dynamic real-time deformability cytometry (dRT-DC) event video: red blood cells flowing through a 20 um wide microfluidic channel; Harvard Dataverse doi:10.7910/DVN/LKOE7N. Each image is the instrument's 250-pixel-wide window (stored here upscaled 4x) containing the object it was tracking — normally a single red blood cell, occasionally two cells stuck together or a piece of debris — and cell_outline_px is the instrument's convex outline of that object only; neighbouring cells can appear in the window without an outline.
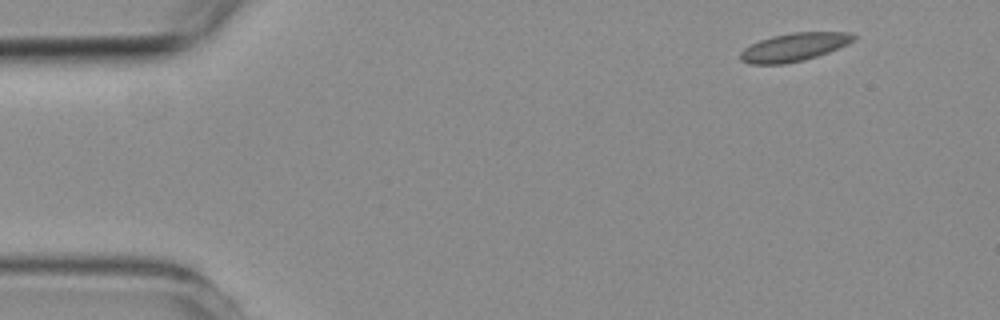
{"species": "common noctule bat (a hibernating species)", "species_latin": "Nyctalus noctula", "temperature_condition": "room temperature", "stored_images_in_passage": 5, "camera_frame_rate_fps": 3000, "um_per_image_px": 0.085, "animal": {"sex": "female", "body_mass_g": 19.3, "forearm_length_mm": 54.1}, "frame": {"image": 1, "passage_image": 1, "time_ms": 0.0, "image_size_px": [1000, 320], "cell_outline_px": [[856, 40], [848, 44], [828, 52], [804, 60], [784, 64], [748, 64], [740, 60], [740, 52], [744, 48], [760, 40], [772, 36], [792, 32], [852, 32], [856, 36]], "centroid_in_image_um": [67.51, 4.0], "position_along_channel_um": 17.5, "area_um2": 18.67}}
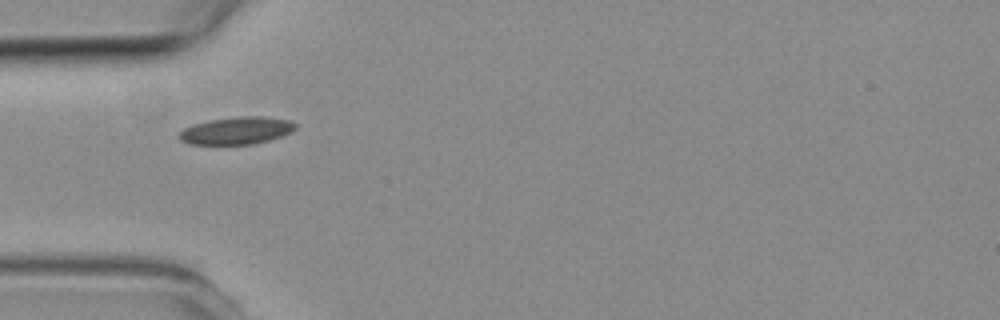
{"frame": {"image": 2, "passage_image": 4, "time_ms": 3.667, "image_size_px": [1000, 320], "cell_outline_px": [[296, 128], [292, 132], [268, 140], [252, 144], [188, 144], [180, 140], [180, 132], [184, 128], [192, 124], [208, 120], [240, 116], [264, 116], [288, 120], [296, 124]], "centroid_in_image_um": [20.1, 11.09], "position_along_channel_um": 64.9, "area_um2": 18.5}}
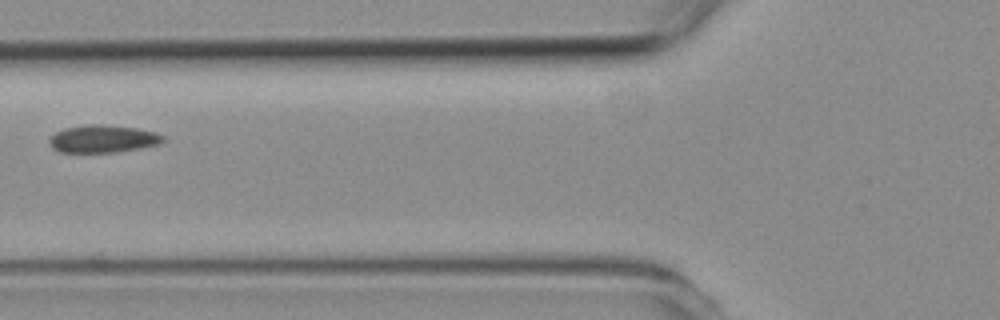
{"frame": {"image": 3, "passage_image": 5, "time_ms": 5.0, "image_size_px": [1000, 320], "cell_outline_px": [[164, 140], [156, 144], [136, 148], [112, 152], [60, 152], [52, 148], [48, 144], [48, 140], [56, 132], [64, 128], [88, 124], [104, 124], [136, 128], [156, 132], [164, 136]], "centroid_in_image_um": [8.68, 11.78], "position_along_channel_um": 117.1, "area_um2": 18.09}}